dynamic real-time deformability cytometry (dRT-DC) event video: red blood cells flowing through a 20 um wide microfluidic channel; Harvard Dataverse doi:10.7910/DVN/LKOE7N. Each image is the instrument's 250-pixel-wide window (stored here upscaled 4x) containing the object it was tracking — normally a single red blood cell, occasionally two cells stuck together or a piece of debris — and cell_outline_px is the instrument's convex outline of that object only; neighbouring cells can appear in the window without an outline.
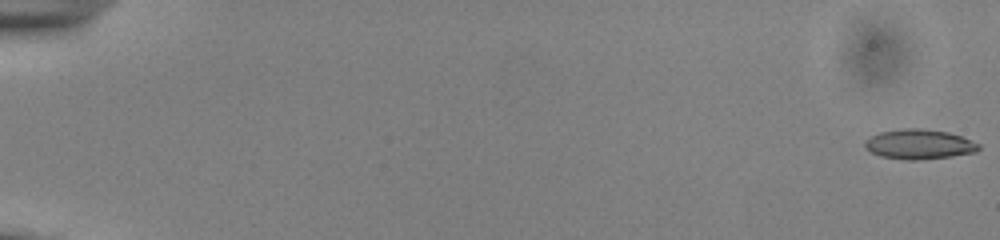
{"species": "common noctule bat (a hibernating species)", "species_latin": "Nyctalus noctula", "temperature_condition": "cold", "stored_images_in_passage": 55, "camera_frame_rate_fps": 3000, "um_per_image_px": 0.085, "animal": {"sex": "male", "body_mass_g": 13.0, "forearm_length_mm": 53.1}, "frame": {"image": 1, "passage_image": 1, "time_ms": 0.0, "image_size_px": [1000, 240], "cell_outline_px": [[980, 148], [976, 152], [952, 156], [920, 160], [908, 160], [880, 156], [864, 148], [864, 144], [872, 136], [880, 132], [900, 128], [916, 128], [948, 132], [960, 136], [980, 144]], "centroid_in_image_um": [78.13, 12.27], "position_along_channel_um": 6.9, "area_um2": 19.65}}
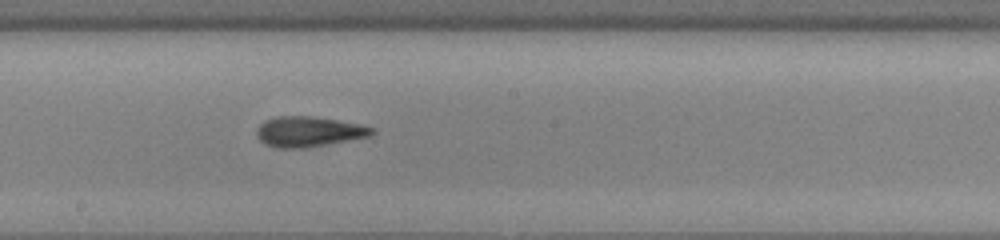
{"frame": {"image": 2, "passage_image": 32, "time_ms": 10.333, "image_size_px": [1000, 240], "cell_outline_px": [[376, 132], [372, 136], [304, 148], [276, 148], [264, 144], [256, 136], [256, 128], [264, 120], [276, 116], [312, 116], [360, 124], [376, 128]], "centroid_in_image_um": [26.23, 11.19], "position_along_channel_um": 222.0, "area_um2": 20.58}}
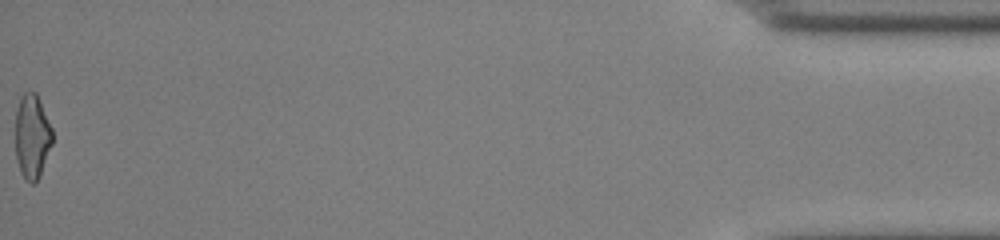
{"frame": {"image": 3, "passage_image": 55, "time_ms": 18.0, "image_size_px": [1000, 240], "cell_outline_px": [[52, 144], [40, 176], [36, 184], [32, 184], [24, 180], [20, 172], [16, 160], [16, 108], [20, 96], [24, 92], [36, 92], [40, 100], [52, 128]], "centroid_in_image_um": [2.72, 11.63], "position_along_channel_um": 432.5, "area_um2": 18.5}, "authors_computed_cell_mechanics": {"area_um2": 19.652, "velocity_mm_per_s": 3.9152, "shape_relaxation_time_tau1_ms": 3.334, "shape_relaxation_time_tau2_ms": 1.7529, "deformation_change_tau1": 0.1264, "deformation_change_tau2": 0.1123}}